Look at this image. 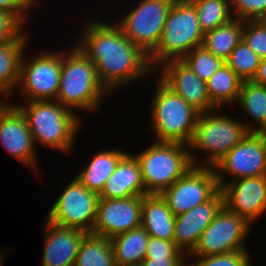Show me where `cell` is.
Here are the masks:
<instances>
[{
    "instance_id": "1",
    "label": "cell",
    "mask_w": 266,
    "mask_h": 266,
    "mask_svg": "<svg viewBox=\"0 0 266 266\" xmlns=\"http://www.w3.org/2000/svg\"><path fill=\"white\" fill-rule=\"evenodd\" d=\"M85 23L76 45L93 62L100 83L109 93L146 75L155 76L149 56L116 23L96 19Z\"/></svg>"
},
{
    "instance_id": "2",
    "label": "cell",
    "mask_w": 266,
    "mask_h": 266,
    "mask_svg": "<svg viewBox=\"0 0 266 266\" xmlns=\"http://www.w3.org/2000/svg\"><path fill=\"white\" fill-rule=\"evenodd\" d=\"M223 108L200 113L191 142L188 145L193 166L213 167L249 132H255L254 124L241 122L225 115ZM196 150V151H195ZM195 151L205 152L204 162H198ZM203 151V152H202Z\"/></svg>"
},
{
    "instance_id": "3",
    "label": "cell",
    "mask_w": 266,
    "mask_h": 266,
    "mask_svg": "<svg viewBox=\"0 0 266 266\" xmlns=\"http://www.w3.org/2000/svg\"><path fill=\"white\" fill-rule=\"evenodd\" d=\"M62 52L60 86L56 101L70 110L93 111L110 94L100 83L93 62L76 45Z\"/></svg>"
},
{
    "instance_id": "4",
    "label": "cell",
    "mask_w": 266,
    "mask_h": 266,
    "mask_svg": "<svg viewBox=\"0 0 266 266\" xmlns=\"http://www.w3.org/2000/svg\"><path fill=\"white\" fill-rule=\"evenodd\" d=\"M27 102V103H26ZM15 104L26 117L34 142L70 153L76 143L81 119L56 100L25 101Z\"/></svg>"
},
{
    "instance_id": "5",
    "label": "cell",
    "mask_w": 266,
    "mask_h": 266,
    "mask_svg": "<svg viewBox=\"0 0 266 266\" xmlns=\"http://www.w3.org/2000/svg\"><path fill=\"white\" fill-rule=\"evenodd\" d=\"M203 37L194 4L190 0H175L161 40L149 55V63L155 70L166 61L182 60L194 48L202 46Z\"/></svg>"
},
{
    "instance_id": "6",
    "label": "cell",
    "mask_w": 266,
    "mask_h": 266,
    "mask_svg": "<svg viewBox=\"0 0 266 266\" xmlns=\"http://www.w3.org/2000/svg\"><path fill=\"white\" fill-rule=\"evenodd\" d=\"M152 97L150 127L155 141L189 145L200 112L174 94L160 80Z\"/></svg>"
},
{
    "instance_id": "7",
    "label": "cell",
    "mask_w": 266,
    "mask_h": 266,
    "mask_svg": "<svg viewBox=\"0 0 266 266\" xmlns=\"http://www.w3.org/2000/svg\"><path fill=\"white\" fill-rule=\"evenodd\" d=\"M145 191L160 194L192 166L188 145L154 141L138 155Z\"/></svg>"
},
{
    "instance_id": "8",
    "label": "cell",
    "mask_w": 266,
    "mask_h": 266,
    "mask_svg": "<svg viewBox=\"0 0 266 266\" xmlns=\"http://www.w3.org/2000/svg\"><path fill=\"white\" fill-rule=\"evenodd\" d=\"M174 2L175 0H140L116 24L133 44L149 56L161 40L164 23Z\"/></svg>"
},
{
    "instance_id": "9",
    "label": "cell",
    "mask_w": 266,
    "mask_h": 266,
    "mask_svg": "<svg viewBox=\"0 0 266 266\" xmlns=\"http://www.w3.org/2000/svg\"><path fill=\"white\" fill-rule=\"evenodd\" d=\"M51 206L46 219L58 226L92 233L99 194L86 188L75 176Z\"/></svg>"
},
{
    "instance_id": "10",
    "label": "cell",
    "mask_w": 266,
    "mask_h": 266,
    "mask_svg": "<svg viewBox=\"0 0 266 266\" xmlns=\"http://www.w3.org/2000/svg\"><path fill=\"white\" fill-rule=\"evenodd\" d=\"M45 51L36 54L30 61L26 60L25 51L22 54L17 88L20 86L18 89L25 101L56 100L60 86L62 51Z\"/></svg>"
},
{
    "instance_id": "11",
    "label": "cell",
    "mask_w": 266,
    "mask_h": 266,
    "mask_svg": "<svg viewBox=\"0 0 266 266\" xmlns=\"http://www.w3.org/2000/svg\"><path fill=\"white\" fill-rule=\"evenodd\" d=\"M219 190L214 167L192 166L160 195L178 216L210 200Z\"/></svg>"
},
{
    "instance_id": "12",
    "label": "cell",
    "mask_w": 266,
    "mask_h": 266,
    "mask_svg": "<svg viewBox=\"0 0 266 266\" xmlns=\"http://www.w3.org/2000/svg\"><path fill=\"white\" fill-rule=\"evenodd\" d=\"M251 224L225 206L202 232L189 256H210L246 249V237Z\"/></svg>"
},
{
    "instance_id": "13",
    "label": "cell",
    "mask_w": 266,
    "mask_h": 266,
    "mask_svg": "<svg viewBox=\"0 0 266 266\" xmlns=\"http://www.w3.org/2000/svg\"><path fill=\"white\" fill-rule=\"evenodd\" d=\"M213 167L220 188L227 175L234 176L232 180L266 176V147L260 134L249 132Z\"/></svg>"
},
{
    "instance_id": "14",
    "label": "cell",
    "mask_w": 266,
    "mask_h": 266,
    "mask_svg": "<svg viewBox=\"0 0 266 266\" xmlns=\"http://www.w3.org/2000/svg\"><path fill=\"white\" fill-rule=\"evenodd\" d=\"M0 143L12 157L28 166L37 174L35 142L26 117L14 104L0 103Z\"/></svg>"
},
{
    "instance_id": "15",
    "label": "cell",
    "mask_w": 266,
    "mask_h": 266,
    "mask_svg": "<svg viewBox=\"0 0 266 266\" xmlns=\"http://www.w3.org/2000/svg\"><path fill=\"white\" fill-rule=\"evenodd\" d=\"M159 79L174 94L182 97L200 113L217 107L210 101L206 82L202 81L182 60H169L155 69Z\"/></svg>"
},
{
    "instance_id": "16",
    "label": "cell",
    "mask_w": 266,
    "mask_h": 266,
    "mask_svg": "<svg viewBox=\"0 0 266 266\" xmlns=\"http://www.w3.org/2000/svg\"><path fill=\"white\" fill-rule=\"evenodd\" d=\"M142 196L101 199L92 233L111 239L141 226Z\"/></svg>"
},
{
    "instance_id": "17",
    "label": "cell",
    "mask_w": 266,
    "mask_h": 266,
    "mask_svg": "<svg viewBox=\"0 0 266 266\" xmlns=\"http://www.w3.org/2000/svg\"><path fill=\"white\" fill-rule=\"evenodd\" d=\"M220 190L224 206L251 225L266 212V176L227 181Z\"/></svg>"
},
{
    "instance_id": "18",
    "label": "cell",
    "mask_w": 266,
    "mask_h": 266,
    "mask_svg": "<svg viewBox=\"0 0 266 266\" xmlns=\"http://www.w3.org/2000/svg\"><path fill=\"white\" fill-rule=\"evenodd\" d=\"M223 206L224 197L219 190L210 200L176 216L173 241L186 257L193 252L202 232Z\"/></svg>"
},
{
    "instance_id": "19",
    "label": "cell",
    "mask_w": 266,
    "mask_h": 266,
    "mask_svg": "<svg viewBox=\"0 0 266 266\" xmlns=\"http://www.w3.org/2000/svg\"><path fill=\"white\" fill-rule=\"evenodd\" d=\"M47 226V227H46ZM42 266H74L86 232L55 225L46 220Z\"/></svg>"
},
{
    "instance_id": "20",
    "label": "cell",
    "mask_w": 266,
    "mask_h": 266,
    "mask_svg": "<svg viewBox=\"0 0 266 266\" xmlns=\"http://www.w3.org/2000/svg\"><path fill=\"white\" fill-rule=\"evenodd\" d=\"M147 194L139 162L134 155L126 152L106 181L99 197L101 199H124Z\"/></svg>"
},
{
    "instance_id": "21",
    "label": "cell",
    "mask_w": 266,
    "mask_h": 266,
    "mask_svg": "<svg viewBox=\"0 0 266 266\" xmlns=\"http://www.w3.org/2000/svg\"><path fill=\"white\" fill-rule=\"evenodd\" d=\"M175 219L160 194L142 196L141 226L150 237L173 241Z\"/></svg>"
},
{
    "instance_id": "22",
    "label": "cell",
    "mask_w": 266,
    "mask_h": 266,
    "mask_svg": "<svg viewBox=\"0 0 266 266\" xmlns=\"http://www.w3.org/2000/svg\"><path fill=\"white\" fill-rule=\"evenodd\" d=\"M125 151L103 150L93 155L89 162L76 175L78 180L90 191L100 194L106 181L114 172Z\"/></svg>"
},
{
    "instance_id": "23",
    "label": "cell",
    "mask_w": 266,
    "mask_h": 266,
    "mask_svg": "<svg viewBox=\"0 0 266 266\" xmlns=\"http://www.w3.org/2000/svg\"><path fill=\"white\" fill-rule=\"evenodd\" d=\"M149 240L150 236L142 226L111 238L116 266H140Z\"/></svg>"
},
{
    "instance_id": "24",
    "label": "cell",
    "mask_w": 266,
    "mask_h": 266,
    "mask_svg": "<svg viewBox=\"0 0 266 266\" xmlns=\"http://www.w3.org/2000/svg\"><path fill=\"white\" fill-rule=\"evenodd\" d=\"M27 37L26 32L24 34L22 31L14 40L0 44V87L9 97L17 89L20 61L27 45Z\"/></svg>"
},
{
    "instance_id": "25",
    "label": "cell",
    "mask_w": 266,
    "mask_h": 266,
    "mask_svg": "<svg viewBox=\"0 0 266 266\" xmlns=\"http://www.w3.org/2000/svg\"><path fill=\"white\" fill-rule=\"evenodd\" d=\"M243 80L226 64L206 82L210 101L217 108L236 105Z\"/></svg>"
},
{
    "instance_id": "26",
    "label": "cell",
    "mask_w": 266,
    "mask_h": 266,
    "mask_svg": "<svg viewBox=\"0 0 266 266\" xmlns=\"http://www.w3.org/2000/svg\"><path fill=\"white\" fill-rule=\"evenodd\" d=\"M243 23L244 21L233 18L226 24L205 32L202 46L216 57L226 61L242 40Z\"/></svg>"
},
{
    "instance_id": "27",
    "label": "cell",
    "mask_w": 266,
    "mask_h": 266,
    "mask_svg": "<svg viewBox=\"0 0 266 266\" xmlns=\"http://www.w3.org/2000/svg\"><path fill=\"white\" fill-rule=\"evenodd\" d=\"M74 266H116L110 239L87 233L80 244Z\"/></svg>"
},
{
    "instance_id": "28",
    "label": "cell",
    "mask_w": 266,
    "mask_h": 266,
    "mask_svg": "<svg viewBox=\"0 0 266 266\" xmlns=\"http://www.w3.org/2000/svg\"><path fill=\"white\" fill-rule=\"evenodd\" d=\"M255 121V132L266 129V86L243 81L236 105Z\"/></svg>"
},
{
    "instance_id": "29",
    "label": "cell",
    "mask_w": 266,
    "mask_h": 266,
    "mask_svg": "<svg viewBox=\"0 0 266 266\" xmlns=\"http://www.w3.org/2000/svg\"><path fill=\"white\" fill-rule=\"evenodd\" d=\"M197 11L203 33L214 30L233 19L230 0H190Z\"/></svg>"
},
{
    "instance_id": "30",
    "label": "cell",
    "mask_w": 266,
    "mask_h": 266,
    "mask_svg": "<svg viewBox=\"0 0 266 266\" xmlns=\"http://www.w3.org/2000/svg\"><path fill=\"white\" fill-rule=\"evenodd\" d=\"M261 57L241 40L226 60V64L243 80L252 81L256 76Z\"/></svg>"
},
{
    "instance_id": "31",
    "label": "cell",
    "mask_w": 266,
    "mask_h": 266,
    "mask_svg": "<svg viewBox=\"0 0 266 266\" xmlns=\"http://www.w3.org/2000/svg\"><path fill=\"white\" fill-rule=\"evenodd\" d=\"M182 61L204 82H207L217 70L226 65L224 59L216 57L203 46L194 48Z\"/></svg>"
},
{
    "instance_id": "32",
    "label": "cell",
    "mask_w": 266,
    "mask_h": 266,
    "mask_svg": "<svg viewBox=\"0 0 266 266\" xmlns=\"http://www.w3.org/2000/svg\"><path fill=\"white\" fill-rule=\"evenodd\" d=\"M195 257L187 266H251L250 254L247 250H238L219 255L190 256ZM199 258V259H198Z\"/></svg>"
},
{
    "instance_id": "33",
    "label": "cell",
    "mask_w": 266,
    "mask_h": 266,
    "mask_svg": "<svg viewBox=\"0 0 266 266\" xmlns=\"http://www.w3.org/2000/svg\"><path fill=\"white\" fill-rule=\"evenodd\" d=\"M230 9L238 20H266V0H230Z\"/></svg>"
},
{
    "instance_id": "34",
    "label": "cell",
    "mask_w": 266,
    "mask_h": 266,
    "mask_svg": "<svg viewBox=\"0 0 266 266\" xmlns=\"http://www.w3.org/2000/svg\"><path fill=\"white\" fill-rule=\"evenodd\" d=\"M242 40L261 58L266 57V20L244 21Z\"/></svg>"
},
{
    "instance_id": "35",
    "label": "cell",
    "mask_w": 266,
    "mask_h": 266,
    "mask_svg": "<svg viewBox=\"0 0 266 266\" xmlns=\"http://www.w3.org/2000/svg\"><path fill=\"white\" fill-rule=\"evenodd\" d=\"M187 258L175 245L167 241L150 237L147 253L144 259Z\"/></svg>"
},
{
    "instance_id": "36",
    "label": "cell",
    "mask_w": 266,
    "mask_h": 266,
    "mask_svg": "<svg viewBox=\"0 0 266 266\" xmlns=\"http://www.w3.org/2000/svg\"><path fill=\"white\" fill-rule=\"evenodd\" d=\"M23 27L11 13L0 10V44L14 40Z\"/></svg>"
},
{
    "instance_id": "37",
    "label": "cell",
    "mask_w": 266,
    "mask_h": 266,
    "mask_svg": "<svg viewBox=\"0 0 266 266\" xmlns=\"http://www.w3.org/2000/svg\"><path fill=\"white\" fill-rule=\"evenodd\" d=\"M37 0H0V10L11 13L22 25L27 12L34 7Z\"/></svg>"
},
{
    "instance_id": "38",
    "label": "cell",
    "mask_w": 266,
    "mask_h": 266,
    "mask_svg": "<svg viewBox=\"0 0 266 266\" xmlns=\"http://www.w3.org/2000/svg\"><path fill=\"white\" fill-rule=\"evenodd\" d=\"M188 258L143 259L140 266H187Z\"/></svg>"
},
{
    "instance_id": "39",
    "label": "cell",
    "mask_w": 266,
    "mask_h": 266,
    "mask_svg": "<svg viewBox=\"0 0 266 266\" xmlns=\"http://www.w3.org/2000/svg\"><path fill=\"white\" fill-rule=\"evenodd\" d=\"M252 81L256 84L266 86V57L261 59L257 74Z\"/></svg>"
},
{
    "instance_id": "40",
    "label": "cell",
    "mask_w": 266,
    "mask_h": 266,
    "mask_svg": "<svg viewBox=\"0 0 266 266\" xmlns=\"http://www.w3.org/2000/svg\"><path fill=\"white\" fill-rule=\"evenodd\" d=\"M258 133L260 134L261 138L263 139L265 147H266V129L261 130Z\"/></svg>"
},
{
    "instance_id": "41",
    "label": "cell",
    "mask_w": 266,
    "mask_h": 266,
    "mask_svg": "<svg viewBox=\"0 0 266 266\" xmlns=\"http://www.w3.org/2000/svg\"><path fill=\"white\" fill-rule=\"evenodd\" d=\"M0 93L5 95L6 98L9 96L1 87H0Z\"/></svg>"
}]
</instances>
